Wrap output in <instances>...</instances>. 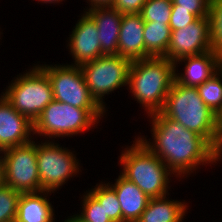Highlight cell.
<instances>
[{"instance_id": "6da1fadb", "label": "cell", "mask_w": 222, "mask_h": 222, "mask_svg": "<svg viewBox=\"0 0 222 222\" xmlns=\"http://www.w3.org/2000/svg\"><path fill=\"white\" fill-rule=\"evenodd\" d=\"M149 116L152 118L154 143L143 137L138 139L174 174L184 177L200 164L216 163L220 160V153L204 137L165 117L161 112Z\"/></svg>"}, {"instance_id": "7a4b0ae2", "label": "cell", "mask_w": 222, "mask_h": 222, "mask_svg": "<svg viewBox=\"0 0 222 222\" xmlns=\"http://www.w3.org/2000/svg\"><path fill=\"white\" fill-rule=\"evenodd\" d=\"M160 112L204 137L222 156L217 115L206 106L196 87L181 85L174 80Z\"/></svg>"}, {"instance_id": "3957f363", "label": "cell", "mask_w": 222, "mask_h": 222, "mask_svg": "<svg viewBox=\"0 0 222 222\" xmlns=\"http://www.w3.org/2000/svg\"><path fill=\"white\" fill-rule=\"evenodd\" d=\"M175 64L166 57L134 60L129 70V90L148 115L160 112L175 80Z\"/></svg>"}, {"instance_id": "277c9868", "label": "cell", "mask_w": 222, "mask_h": 222, "mask_svg": "<svg viewBox=\"0 0 222 222\" xmlns=\"http://www.w3.org/2000/svg\"><path fill=\"white\" fill-rule=\"evenodd\" d=\"M119 161L123 166L121 174L149 198L166 196L170 183L168 176L174 173L138 138L131 148L122 152Z\"/></svg>"}, {"instance_id": "5b68a950", "label": "cell", "mask_w": 222, "mask_h": 222, "mask_svg": "<svg viewBox=\"0 0 222 222\" xmlns=\"http://www.w3.org/2000/svg\"><path fill=\"white\" fill-rule=\"evenodd\" d=\"M104 109H82L67 103L51 101L34 122L33 134L50 138L73 136L98 123Z\"/></svg>"}, {"instance_id": "8992f818", "label": "cell", "mask_w": 222, "mask_h": 222, "mask_svg": "<svg viewBox=\"0 0 222 222\" xmlns=\"http://www.w3.org/2000/svg\"><path fill=\"white\" fill-rule=\"evenodd\" d=\"M12 81L3 96L20 114L34 123L54 100L47 73L37 65Z\"/></svg>"}, {"instance_id": "52a82bcc", "label": "cell", "mask_w": 222, "mask_h": 222, "mask_svg": "<svg viewBox=\"0 0 222 222\" xmlns=\"http://www.w3.org/2000/svg\"><path fill=\"white\" fill-rule=\"evenodd\" d=\"M131 63L119 55H104L80 66L90 95L102 109L106 94L128 85Z\"/></svg>"}, {"instance_id": "ba28073f", "label": "cell", "mask_w": 222, "mask_h": 222, "mask_svg": "<svg viewBox=\"0 0 222 222\" xmlns=\"http://www.w3.org/2000/svg\"><path fill=\"white\" fill-rule=\"evenodd\" d=\"M3 155L5 185L19 193L41 191L35 141L4 150Z\"/></svg>"}, {"instance_id": "9c48e42d", "label": "cell", "mask_w": 222, "mask_h": 222, "mask_svg": "<svg viewBox=\"0 0 222 222\" xmlns=\"http://www.w3.org/2000/svg\"><path fill=\"white\" fill-rule=\"evenodd\" d=\"M40 67L48 75L55 101L82 109H102L90 95L80 66L44 64Z\"/></svg>"}, {"instance_id": "30bf717a", "label": "cell", "mask_w": 222, "mask_h": 222, "mask_svg": "<svg viewBox=\"0 0 222 222\" xmlns=\"http://www.w3.org/2000/svg\"><path fill=\"white\" fill-rule=\"evenodd\" d=\"M48 140L37 144V166L41 191L54 192L79 172V162L70 150Z\"/></svg>"}, {"instance_id": "8fae6325", "label": "cell", "mask_w": 222, "mask_h": 222, "mask_svg": "<svg viewBox=\"0 0 222 222\" xmlns=\"http://www.w3.org/2000/svg\"><path fill=\"white\" fill-rule=\"evenodd\" d=\"M212 50L210 45L209 16L198 17L185 28L171 30L166 57L171 62L206 53Z\"/></svg>"}, {"instance_id": "7c38bea8", "label": "cell", "mask_w": 222, "mask_h": 222, "mask_svg": "<svg viewBox=\"0 0 222 222\" xmlns=\"http://www.w3.org/2000/svg\"><path fill=\"white\" fill-rule=\"evenodd\" d=\"M0 97V147L4 151L30 143L34 123L20 114L2 94Z\"/></svg>"}, {"instance_id": "4fadbf2b", "label": "cell", "mask_w": 222, "mask_h": 222, "mask_svg": "<svg viewBox=\"0 0 222 222\" xmlns=\"http://www.w3.org/2000/svg\"><path fill=\"white\" fill-rule=\"evenodd\" d=\"M70 35L69 47L75 66H81L104 56L98 38V29L93 19L85 12L81 15Z\"/></svg>"}, {"instance_id": "5bb4252c", "label": "cell", "mask_w": 222, "mask_h": 222, "mask_svg": "<svg viewBox=\"0 0 222 222\" xmlns=\"http://www.w3.org/2000/svg\"><path fill=\"white\" fill-rule=\"evenodd\" d=\"M144 23L140 13L122 15L117 55L131 61L152 57L145 50Z\"/></svg>"}, {"instance_id": "9a60e30c", "label": "cell", "mask_w": 222, "mask_h": 222, "mask_svg": "<svg viewBox=\"0 0 222 222\" xmlns=\"http://www.w3.org/2000/svg\"><path fill=\"white\" fill-rule=\"evenodd\" d=\"M182 61H186L185 72L180 75L176 72V66ZM174 64L175 81L181 85L197 87L222 68V57L210 50L200 55L183 57Z\"/></svg>"}, {"instance_id": "2e32d148", "label": "cell", "mask_w": 222, "mask_h": 222, "mask_svg": "<svg viewBox=\"0 0 222 222\" xmlns=\"http://www.w3.org/2000/svg\"><path fill=\"white\" fill-rule=\"evenodd\" d=\"M95 22L104 55H117L122 14L112 6H97L85 11Z\"/></svg>"}, {"instance_id": "e0dca14e", "label": "cell", "mask_w": 222, "mask_h": 222, "mask_svg": "<svg viewBox=\"0 0 222 222\" xmlns=\"http://www.w3.org/2000/svg\"><path fill=\"white\" fill-rule=\"evenodd\" d=\"M110 186L117 194L122 210V222H137L146 209L150 198L122 174Z\"/></svg>"}, {"instance_id": "ac0fdd59", "label": "cell", "mask_w": 222, "mask_h": 222, "mask_svg": "<svg viewBox=\"0 0 222 222\" xmlns=\"http://www.w3.org/2000/svg\"><path fill=\"white\" fill-rule=\"evenodd\" d=\"M48 193H21L15 222H54V209L47 199Z\"/></svg>"}, {"instance_id": "d6986e66", "label": "cell", "mask_w": 222, "mask_h": 222, "mask_svg": "<svg viewBox=\"0 0 222 222\" xmlns=\"http://www.w3.org/2000/svg\"><path fill=\"white\" fill-rule=\"evenodd\" d=\"M187 207L185 202L171 201L166 196L150 198L137 222H182Z\"/></svg>"}, {"instance_id": "ffe728a7", "label": "cell", "mask_w": 222, "mask_h": 222, "mask_svg": "<svg viewBox=\"0 0 222 222\" xmlns=\"http://www.w3.org/2000/svg\"><path fill=\"white\" fill-rule=\"evenodd\" d=\"M171 37L169 23H144L145 50L152 57H164Z\"/></svg>"}, {"instance_id": "44dd1931", "label": "cell", "mask_w": 222, "mask_h": 222, "mask_svg": "<svg viewBox=\"0 0 222 222\" xmlns=\"http://www.w3.org/2000/svg\"><path fill=\"white\" fill-rule=\"evenodd\" d=\"M220 78H222V68L203 84L196 87L200 98L217 116L222 111V79Z\"/></svg>"}, {"instance_id": "7402d4cb", "label": "cell", "mask_w": 222, "mask_h": 222, "mask_svg": "<svg viewBox=\"0 0 222 222\" xmlns=\"http://www.w3.org/2000/svg\"><path fill=\"white\" fill-rule=\"evenodd\" d=\"M103 206L106 215L113 222H122V210L115 190L108 184H99L89 191Z\"/></svg>"}, {"instance_id": "603a6c76", "label": "cell", "mask_w": 222, "mask_h": 222, "mask_svg": "<svg viewBox=\"0 0 222 222\" xmlns=\"http://www.w3.org/2000/svg\"><path fill=\"white\" fill-rule=\"evenodd\" d=\"M210 45L222 57V0H211L209 9Z\"/></svg>"}, {"instance_id": "cb8c5ba5", "label": "cell", "mask_w": 222, "mask_h": 222, "mask_svg": "<svg viewBox=\"0 0 222 222\" xmlns=\"http://www.w3.org/2000/svg\"><path fill=\"white\" fill-rule=\"evenodd\" d=\"M172 0H148L140 12L144 22L169 23Z\"/></svg>"}, {"instance_id": "d4e9b609", "label": "cell", "mask_w": 222, "mask_h": 222, "mask_svg": "<svg viewBox=\"0 0 222 222\" xmlns=\"http://www.w3.org/2000/svg\"><path fill=\"white\" fill-rule=\"evenodd\" d=\"M20 195L10 186L0 188V222H15Z\"/></svg>"}, {"instance_id": "484cf974", "label": "cell", "mask_w": 222, "mask_h": 222, "mask_svg": "<svg viewBox=\"0 0 222 222\" xmlns=\"http://www.w3.org/2000/svg\"><path fill=\"white\" fill-rule=\"evenodd\" d=\"M82 213L77 215L84 222H113L105 213L103 206L90 193L83 196Z\"/></svg>"}, {"instance_id": "4316f807", "label": "cell", "mask_w": 222, "mask_h": 222, "mask_svg": "<svg viewBox=\"0 0 222 222\" xmlns=\"http://www.w3.org/2000/svg\"><path fill=\"white\" fill-rule=\"evenodd\" d=\"M211 0H172V9H184L198 17L208 16Z\"/></svg>"}, {"instance_id": "83f0119b", "label": "cell", "mask_w": 222, "mask_h": 222, "mask_svg": "<svg viewBox=\"0 0 222 222\" xmlns=\"http://www.w3.org/2000/svg\"><path fill=\"white\" fill-rule=\"evenodd\" d=\"M197 19V17L184 9H172L169 26L171 30L185 28L188 24H191Z\"/></svg>"}, {"instance_id": "f1b7e54d", "label": "cell", "mask_w": 222, "mask_h": 222, "mask_svg": "<svg viewBox=\"0 0 222 222\" xmlns=\"http://www.w3.org/2000/svg\"><path fill=\"white\" fill-rule=\"evenodd\" d=\"M148 0H115L112 7L124 14H136L140 13L143 5Z\"/></svg>"}, {"instance_id": "f546056e", "label": "cell", "mask_w": 222, "mask_h": 222, "mask_svg": "<svg viewBox=\"0 0 222 222\" xmlns=\"http://www.w3.org/2000/svg\"><path fill=\"white\" fill-rule=\"evenodd\" d=\"M91 4V7H97V6H112L115 0H88Z\"/></svg>"}, {"instance_id": "4dcf8cb0", "label": "cell", "mask_w": 222, "mask_h": 222, "mask_svg": "<svg viewBox=\"0 0 222 222\" xmlns=\"http://www.w3.org/2000/svg\"><path fill=\"white\" fill-rule=\"evenodd\" d=\"M5 185V174H4V165L3 161L0 160V188Z\"/></svg>"}, {"instance_id": "1f68e13d", "label": "cell", "mask_w": 222, "mask_h": 222, "mask_svg": "<svg viewBox=\"0 0 222 222\" xmlns=\"http://www.w3.org/2000/svg\"><path fill=\"white\" fill-rule=\"evenodd\" d=\"M217 127H218V134L222 141V111L217 116Z\"/></svg>"}, {"instance_id": "d6a6232c", "label": "cell", "mask_w": 222, "mask_h": 222, "mask_svg": "<svg viewBox=\"0 0 222 222\" xmlns=\"http://www.w3.org/2000/svg\"><path fill=\"white\" fill-rule=\"evenodd\" d=\"M64 222H84L77 215L70 216V218L66 219Z\"/></svg>"}, {"instance_id": "836d02e7", "label": "cell", "mask_w": 222, "mask_h": 222, "mask_svg": "<svg viewBox=\"0 0 222 222\" xmlns=\"http://www.w3.org/2000/svg\"><path fill=\"white\" fill-rule=\"evenodd\" d=\"M42 3H55V2H59V1H62V0H40Z\"/></svg>"}, {"instance_id": "e575fe53", "label": "cell", "mask_w": 222, "mask_h": 222, "mask_svg": "<svg viewBox=\"0 0 222 222\" xmlns=\"http://www.w3.org/2000/svg\"><path fill=\"white\" fill-rule=\"evenodd\" d=\"M3 149L0 147V154H3ZM2 158H3V155L2 156H0V160H2Z\"/></svg>"}]
</instances>
